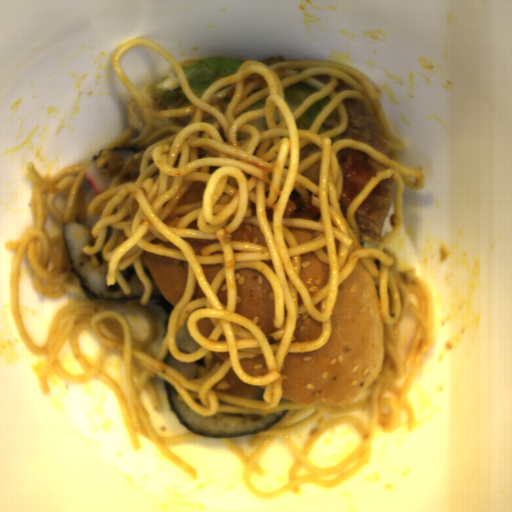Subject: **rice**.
Masks as SVG:
<instances>
[{
	"instance_id": "rice-2",
	"label": "rice",
	"mask_w": 512,
	"mask_h": 512,
	"mask_svg": "<svg viewBox=\"0 0 512 512\" xmlns=\"http://www.w3.org/2000/svg\"><path fill=\"white\" fill-rule=\"evenodd\" d=\"M174 409L199 433L228 434L266 427L279 413L266 415L223 414L202 416L193 411L186 403L179 401L178 391L168 381Z\"/></svg>"
},
{
	"instance_id": "rice-1",
	"label": "rice",
	"mask_w": 512,
	"mask_h": 512,
	"mask_svg": "<svg viewBox=\"0 0 512 512\" xmlns=\"http://www.w3.org/2000/svg\"><path fill=\"white\" fill-rule=\"evenodd\" d=\"M82 190L85 210L84 222L77 219L69 220L62 230L71 272L75 275L84 296L89 301L140 303L144 286L133 263L121 272L131 290L130 294L126 295L117 282L108 286V262H103L97 268L90 267L87 255L82 253L85 246L91 247L94 245L91 231L98 221V215L89 216L87 212L90 202L98 195L86 178Z\"/></svg>"
}]
</instances>
